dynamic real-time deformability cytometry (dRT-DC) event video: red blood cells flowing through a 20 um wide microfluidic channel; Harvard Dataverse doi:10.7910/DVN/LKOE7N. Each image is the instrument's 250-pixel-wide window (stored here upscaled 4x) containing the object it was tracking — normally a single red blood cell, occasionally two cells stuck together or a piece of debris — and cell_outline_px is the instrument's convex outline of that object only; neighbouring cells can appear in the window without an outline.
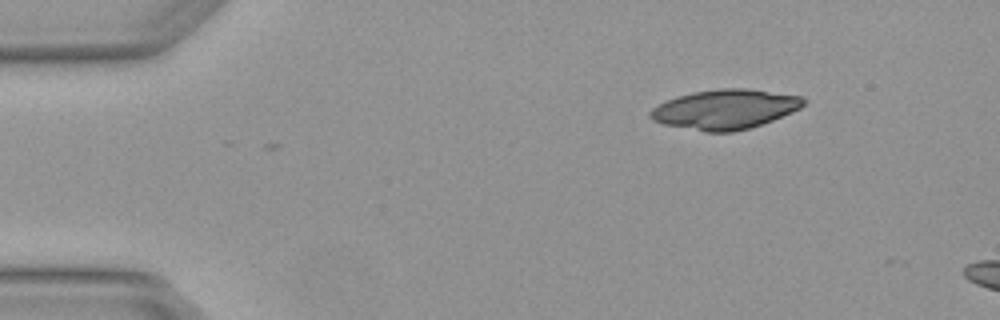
{"species": "Egyptian fruit bat (a non-hibernating species)", "species_latin": "Rousettus aegyptiacus", "temperature_condition": "warm", "stored_images_in_passage": 3, "camera_frame_rate_fps": 3000, "um_per_image_px": 0.085, "animal": {"sex": "female"}, "frame": {"image": 1, "passage_image": 1, "time_ms": 0.0, "image_size_px": [1000, 320], "cell_outline_px": [[804, 104], [800, 108], [792, 112], [772, 120], [748, 128], [732, 132], [704, 132], [664, 124], [652, 120], [648, 116], [648, 112], [652, 108], [676, 96], [692, 92], [720, 88], [748, 88], [804, 96]], "centroid_in_image_um": [61.62, 9.28], "position_along_channel_um": 23.4, "area_um2": 35.43}}